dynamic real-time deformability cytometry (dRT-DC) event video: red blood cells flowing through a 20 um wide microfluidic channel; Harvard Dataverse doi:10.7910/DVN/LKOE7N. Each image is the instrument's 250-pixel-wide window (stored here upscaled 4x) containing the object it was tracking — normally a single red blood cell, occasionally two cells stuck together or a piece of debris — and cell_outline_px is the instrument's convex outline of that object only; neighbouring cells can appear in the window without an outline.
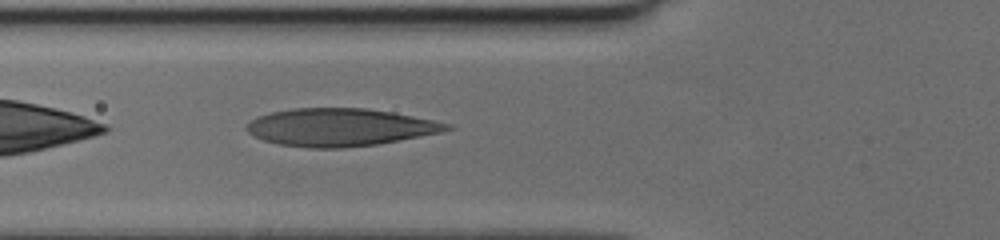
{"species": "human", "species_latin": "Homo sapiens", "temperature_condition": "cold", "stored_images_in_passage": 31, "camera_frame_rate_fps": 3000, "um_per_image_px": 0.085, "donor": {"sex": "female"}, "frame": {"image": 1, "passage_image": 4, "time_ms": 1.0, "image_size_px": [1000, 240], "cell_outline_px": [[456, 128], [440, 132], [420, 136], [376, 144], [344, 148], [308, 148], [280, 144], [264, 140], [248, 132], [244, 128], [256, 116], [272, 112], [292, 108], [364, 108], [392, 112], [452, 124]], "centroid_in_image_um": [28.89, 10.81], "position_along_channel_um": 96.9, "area_um2": 43.7}}
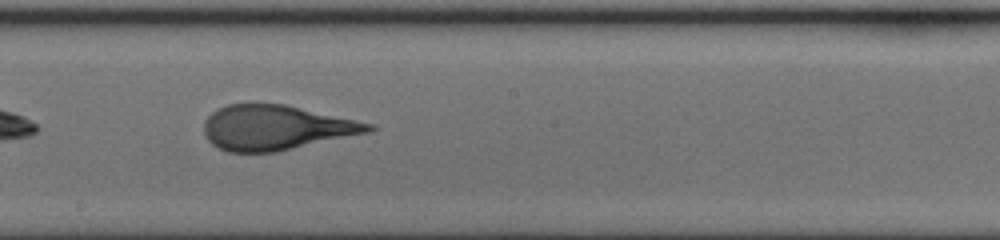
{"frame": {"image": 2, "passage_image": 13, "time_ms": 4.0, "image_size_px": [1000, 240], "cell_outline_px": [[376, 128], [368, 132], [276, 152], [228, 152], [212, 144], [208, 140], [204, 132], [204, 120], [216, 108], [228, 104], [284, 104], [376, 124]], "centroid_in_image_um": [23.44, 10.84], "position_along_channel_um": 224.8, "area_um2": 42.83}}
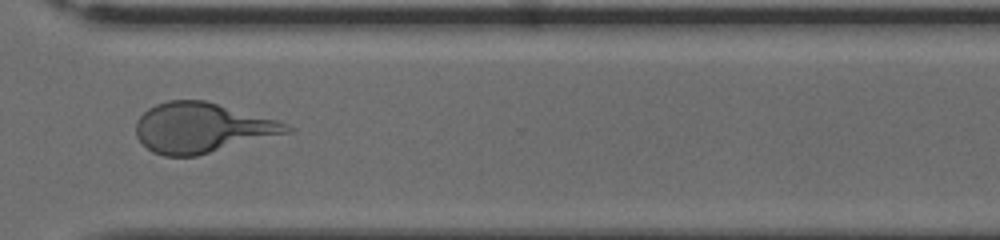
{"frame": {"image": 3, "passage_image": 22, "time_ms": 7.0, "image_size_px": [1000, 240], "cell_outline_px": [[296, 128], [292, 132], [196, 156], [164, 156], [152, 152], [136, 136], [136, 120], [148, 108], [156, 104], [168, 100], [204, 100], [276, 120], [288, 124]], "centroid_in_image_um": [17.16, 10.87], "position_along_channel_um": 353.4, "area_um2": 43.75}}